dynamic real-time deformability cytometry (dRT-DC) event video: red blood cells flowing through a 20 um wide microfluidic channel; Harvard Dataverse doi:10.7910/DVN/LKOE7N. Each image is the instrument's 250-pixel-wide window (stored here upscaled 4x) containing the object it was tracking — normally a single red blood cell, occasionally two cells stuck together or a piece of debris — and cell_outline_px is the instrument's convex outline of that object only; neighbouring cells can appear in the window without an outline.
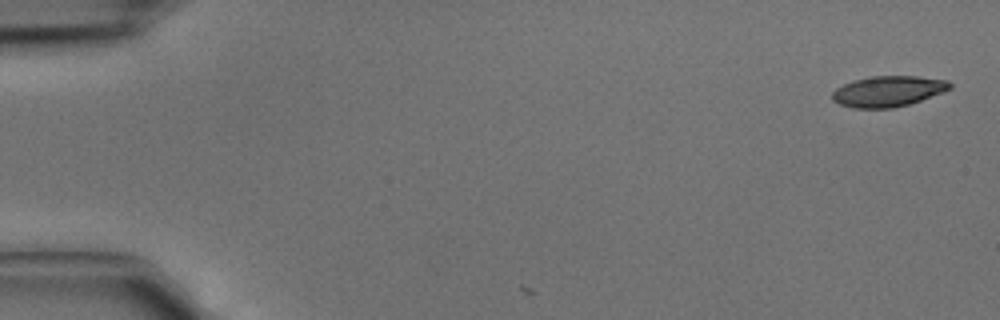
{"species": "common noctule bat (a hibernating species)", "species_latin": "Nyctalus noctula", "temperature_condition": "cold", "stored_images_in_passage": 4, "camera_frame_rate_fps": 3000, "um_per_image_px": 0.085, "animal": {"sex": "male", "body_mass_g": 15.6}, "frame": {"image": 1, "passage_image": 1, "time_ms": 0.0, "image_size_px": [1000, 320], "cell_outline_px": [[952, 88], [944, 92], [908, 104], [892, 108], [852, 108], [840, 104], [832, 100], [832, 92], [836, 88], [852, 80], [872, 76], [916, 76], [948, 80], [952, 84]], "centroid_in_image_um": [75.49, 7.75], "position_along_channel_um": 9.5, "area_um2": 21.1}}
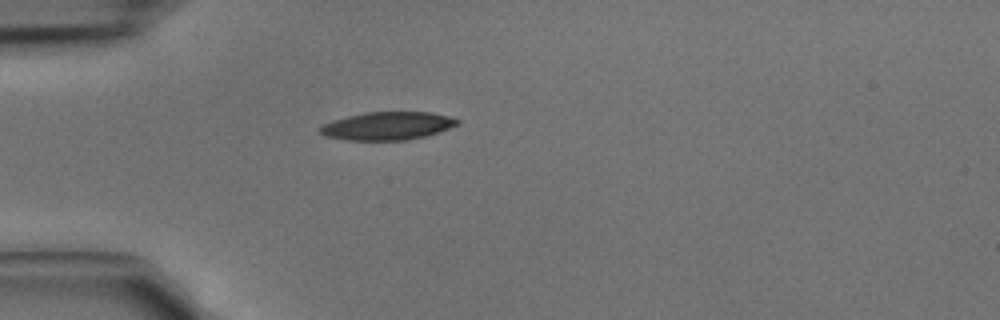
{"frame": {"image": 2, "passage_image": 4, "time_ms": 1.0, "image_size_px": [1000, 320], "cell_outline_px": [[460, 124], [424, 136], [408, 140], [348, 140], [324, 136], [320, 132], [320, 128], [324, 124], [332, 120], [364, 112], [432, 112], [448, 116], [460, 120]], "centroid_in_image_um": [32.93, 10.69], "position_along_channel_um": 52.1, "area_um2": 22.31}}